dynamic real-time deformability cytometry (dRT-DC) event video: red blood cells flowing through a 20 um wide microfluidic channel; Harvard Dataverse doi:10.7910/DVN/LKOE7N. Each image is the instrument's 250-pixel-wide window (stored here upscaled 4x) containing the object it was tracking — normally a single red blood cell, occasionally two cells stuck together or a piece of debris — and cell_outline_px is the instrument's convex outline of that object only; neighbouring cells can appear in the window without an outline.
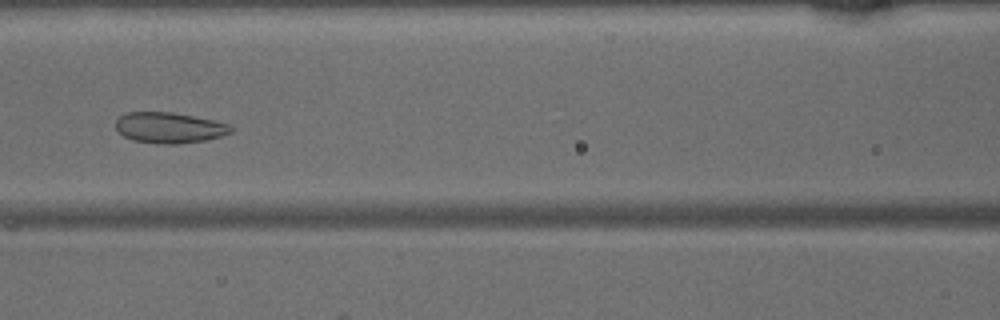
{"species": "common noctule bat (a hibernating species)", "species_latin": "Nyctalus noctula", "temperature_condition": "warm", "stored_images_in_passage": 49, "camera_frame_rate_fps": 3000, "um_per_image_px": 0.085, "animal": {"sex": "male", "body_mass_g": 15.6}, "frame": {"image": 1, "passage_image": 22, "time_ms": 7.0, "image_size_px": [1000, 320], "cell_outline_px": [[232, 132], [208, 140], [180, 144], [156, 144], [132, 140], [124, 136], [116, 128], [116, 120], [120, 116], [128, 112], [172, 112], [212, 120], [228, 124], [232, 128]], "centroid_in_image_um": [14.38, 10.87], "position_along_channel_um": 152.2, "area_um2": 20.63}}
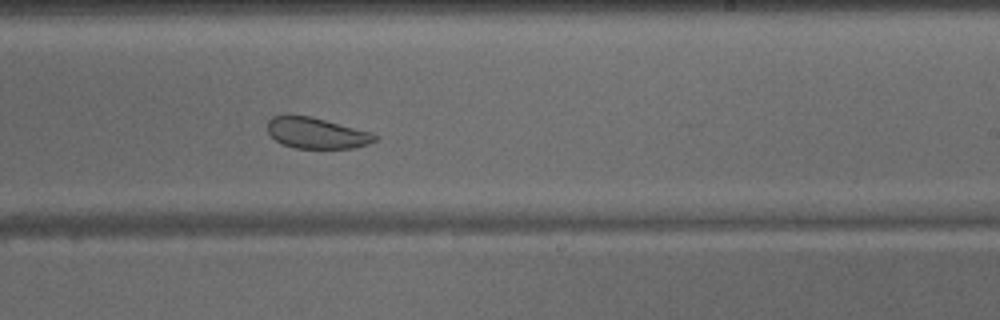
{"frame": {"image": 2, "passage_image": 30, "time_ms": 9.667, "image_size_px": [1000, 320], "cell_outline_px": [[376, 140], [368, 144], [356, 148], [296, 148], [284, 144], [276, 140], [268, 132], [268, 120], [272, 116], [312, 116], [372, 132], [376, 136]], "centroid_in_image_um": [26.94, 11.31], "position_along_channel_um": 262.1, "area_um2": 19.19}}
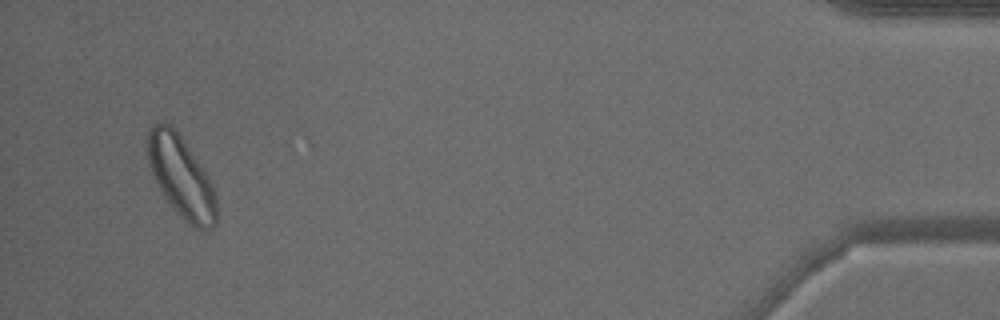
{"frame": {"image": 3, "passage_image": 47, "time_ms": 15.333, "image_size_px": [1000, 320], "cell_outline_px": [[216, 224], [212, 228], [192, 228], [172, 208], [164, 196], [148, 164], [144, 140], [148, 128], [152, 124], [160, 120], [164, 120], [172, 124], [176, 128], [204, 168], [216, 192]], "centroid_in_image_um": [15.36, 14.93], "position_along_channel_um": 419.8, "area_um2": 33.58}}